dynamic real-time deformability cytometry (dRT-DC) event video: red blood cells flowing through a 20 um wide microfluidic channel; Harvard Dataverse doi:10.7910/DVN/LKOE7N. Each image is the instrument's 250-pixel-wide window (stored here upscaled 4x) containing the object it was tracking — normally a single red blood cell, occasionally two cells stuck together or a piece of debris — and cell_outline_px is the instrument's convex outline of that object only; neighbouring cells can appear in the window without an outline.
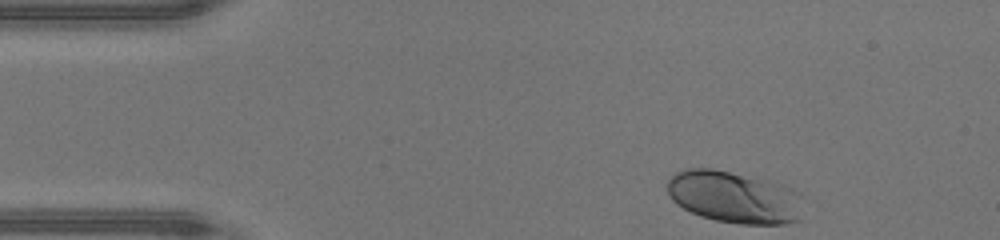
{"species": "human", "species_latin": "Homo sapiens", "temperature_condition": "warm", "stored_images_in_passage": 34, "camera_frame_rate_fps": 3000, "um_per_image_px": 0.085, "donor": {"sex": "male"}, "frame": {"image": 1, "passage_image": 1, "time_ms": 0.0, "image_size_px": [1000, 240], "cell_outline_px": [[800, 220], [784, 224], [740, 224], [716, 220], [700, 216], [676, 204], [672, 200], [664, 184], [676, 172], [688, 168], [712, 168], [776, 184], [788, 188], [792, 192]], "centroid_in_image_um": [62.21, 16.77], "position_along_channel_um": 22.8, "area_um2": 39.71}}
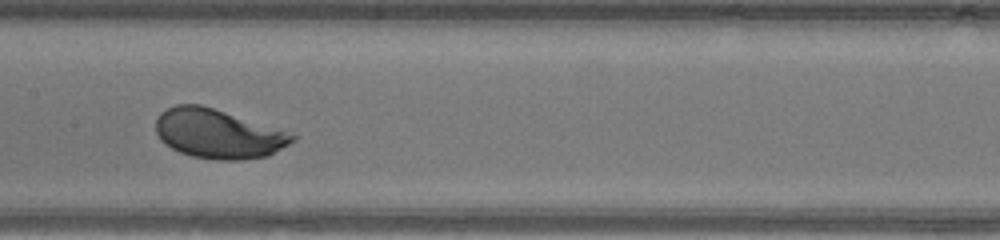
{"frame": {"image": 2, "passage_image": 18, "time_ms": 5.667, "image_size_px": [1000, 240], "cell_outline_px": [[296, 140], [268, 156], [240, 160], [216, 160], [192, 156], [180, 152], [164, 144], [160, 140], [156, 132], [156, 120], [160, 112], [176, 104], [200, 104], [296, 136]], "centroid_in_image_um": [18.46, 11.39], "position_along_channel_um": 188.9, "area_um2": 38.44}}
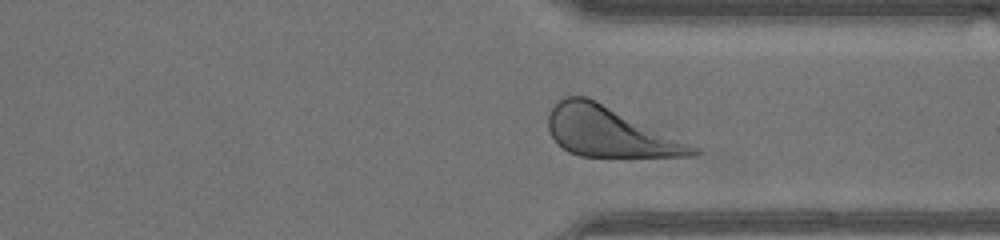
{"frame": {"image": 3, "passage_image": 30, "time_ms": 9.667, "image_size_px": [1000, 240], "cell_outline_px": [[700, 156], [580, 156], [568, 152], [556, 144], [548, 128], [548, 112], [564, 96], [588, 96], [700, 148]], "centroid_in_image_um": [51.8, 11.2], "position_along_channel_um": 359.6, "area_um2": 41.91}, "authors_computed_cell_mechanics": {"area_um2": 39.1017, "velocity_mm_per_s": 4.2835, "shape_relaxation_time_tau1_ms": 1.5308, "shape_relaxation_time_tau2_ms": null, "deformation_change_tau1": 0.1623, "deformation_change_tau2": null}}